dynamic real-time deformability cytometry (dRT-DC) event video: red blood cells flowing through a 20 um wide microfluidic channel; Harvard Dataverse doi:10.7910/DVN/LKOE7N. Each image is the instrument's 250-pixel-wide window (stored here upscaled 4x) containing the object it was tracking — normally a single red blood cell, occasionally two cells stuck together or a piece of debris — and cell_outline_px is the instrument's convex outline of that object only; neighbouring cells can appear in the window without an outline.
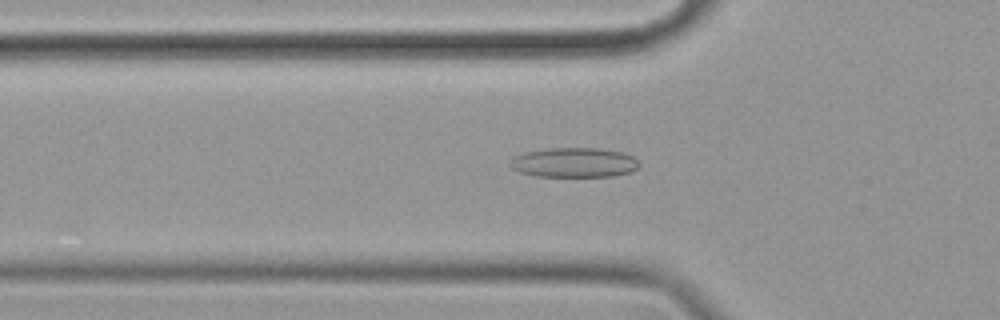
{"species": "common noctule bat (a hibernating species)", "species_latin": "Nyctalus noctula", "temperature_condition": "cold", "stored_images_in_passage": 51, "camera_frame_rate_fps": 3000, "um_per_image_px": 0.085, "animal": {"sex": "female", "body_mass_g": 19.9}, "frame": {"image": 1, "passage_image": 5, "time_ms": 1.333, "image_size_px": [1000, 320], "cell_outline_px": [[640, 164], [632, 172], [616, 176], [536, 176], [520, 172], [512, 168], [508, 164], [508, 160], [512, 156], [524, 152], [548, 148], [600, 148], [624, 152], [632, 156]], "centroid_in_image_um": [48.77, 13.81], "position_along_channel_um": 77.0, "area_um2": 22.6}}
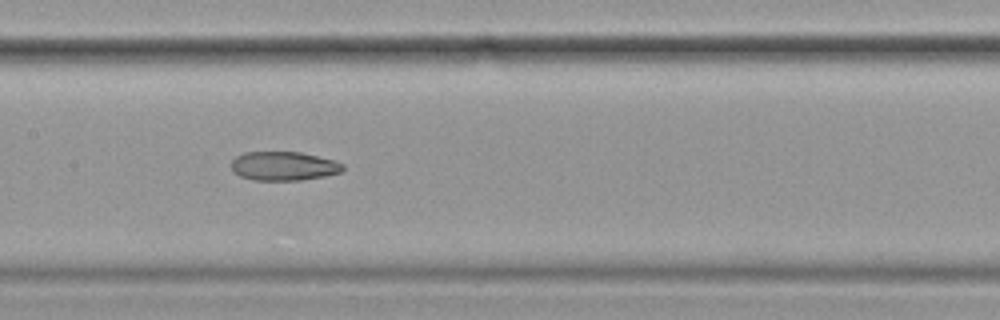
{"frame": {"image": 2, "passage_image": 14, "time_ms": 4.333, "image_size_px": [1000, 320], "cell_outline_px": [[344, 168], [340, 172], [324, 176], [300, 180], [252, 180], [240, 176], [232, 172], [232, 160], [236, 156], [244, 152], [300, 152], [336, 160], [344, 164]], "centroid_in_image_um": [24.11, 14.11], "position_along_channel_um": 183.3, "area_um2": 18.9}}
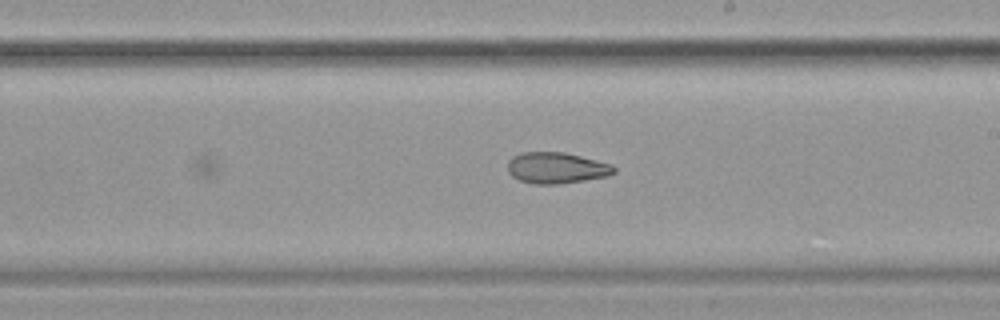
{"frame": {"image": 3, "passage_image": 19, "time_ms": 6.0, "image_size_px": [1000, 320], "cell_outline_px": [[616, 172], [608, 176], [560, 184], [532, 184], [520, 180], [512, 176], [508, 172], [508, 160], [512, 156], [520, 152], [564, 152], [612, 164], [616, 168]], "centroid_in_image_um": [47.29, 14.27], "position_along_channel_um": 241.7, "area_um2": 19.42}}